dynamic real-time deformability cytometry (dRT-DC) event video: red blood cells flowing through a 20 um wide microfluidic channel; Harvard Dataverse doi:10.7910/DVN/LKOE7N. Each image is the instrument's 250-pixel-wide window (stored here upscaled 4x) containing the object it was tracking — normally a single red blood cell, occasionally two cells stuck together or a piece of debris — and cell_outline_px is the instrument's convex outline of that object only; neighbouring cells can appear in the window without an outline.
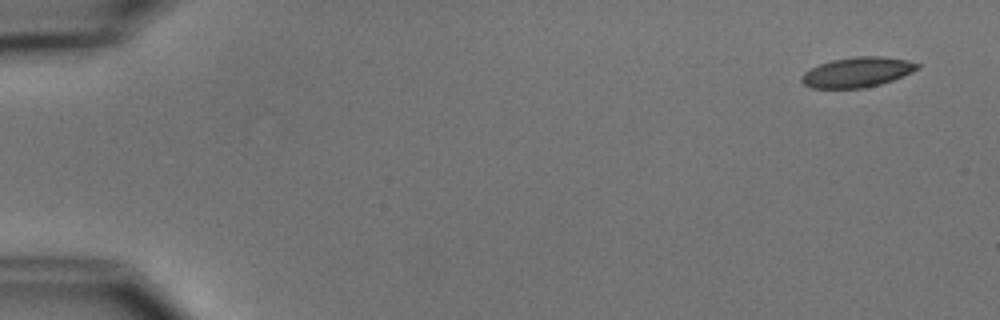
{"species": "common noctule bat (a hibernating species)", "species_latin": "Nyctalus noctula", "temperature_condition": "cold", "stored_images_in_passage": 5, "camera_frame_rate_fps": 3000, "um_per_image_px": 0.085, "animal": {"sex": "male", "body_mass_g": 15.6}, "frame": {"image": 1, "passage_image": 1, "time_ms": 0.0, "image_size_px": [1000, 320], "cell_outline_px": [[920, 68], [912, 72], [892, 80], [880, 84], [864, 88], [812, 88], [804, 84], [800, 80], [800, 76], [804, 72], [820, 64], [832, 60], [856, 56], [884, 56], [908, 60], [920, 64]], "centroid_in_image_um": [72.88, 6.13], "position_along_channel_um": 12.1, "area_um2": 20.29}}
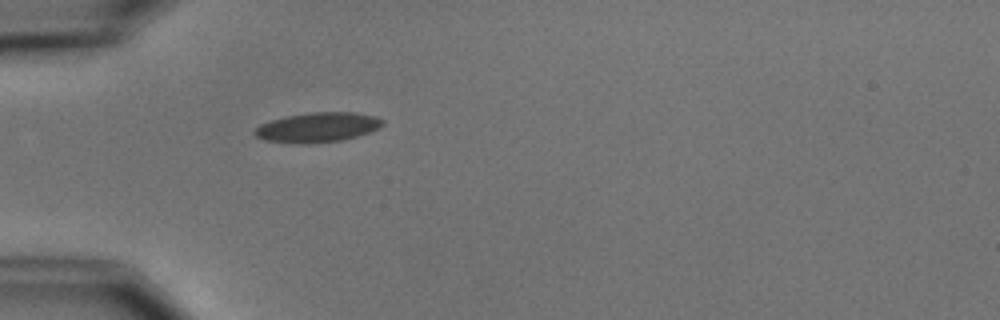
{"frame": {"image": 2, "passage_image": 5, "time_ms": 4.667, "image_size_px": [1000, 320], "cell_outline_px": [[384, 124], [368, 132], [356, 136], [340, 140], [268, 140], [256, 136], [252, 132], [260, 124], [284, 116], [312, 112], [356, 112], [376, 116], [384, 120]], "centroid_in_image_um": [27.06, 10.74], "position_along_channel_um": 57.9, "area_um2": 20.87}}